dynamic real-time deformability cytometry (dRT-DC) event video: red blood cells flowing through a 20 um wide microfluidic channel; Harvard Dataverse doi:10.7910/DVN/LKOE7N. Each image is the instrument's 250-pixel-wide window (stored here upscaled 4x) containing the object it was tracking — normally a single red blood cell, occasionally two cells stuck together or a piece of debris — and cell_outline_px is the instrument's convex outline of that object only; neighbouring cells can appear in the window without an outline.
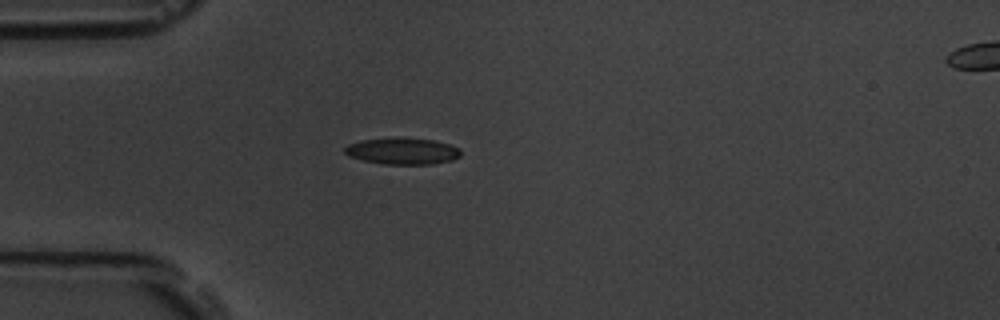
{"species": "common noctule bat (a hibernating species)", "species_latin": "Nyctalus noctula", "temperature_condition": "room temperature", "stored_images_in_passage": 2, "camera_frame_rate_fps": 3000, "um_per_image_px": 0.085, "animal": {"sex": "male", "body_mass_g": 19.5, "forearm_length_mm": 54.6}, "frame": {"image": 1, "passage_image": 1, "time_ms": 0.0, "image_size_px": [1000, 320], "cell_outline_px": [[460, 156], [452, 160], [432, 164], [384, 164], [364, 160], [348, 156], [344, 152], [344, 148], [348, 144], [360, 140], [396, 136], [404, 136], [436, 140], [460, 148]], "centroid_in_image_um": [34.2, 12.81], "position_along_channel_um": 50.8, "area_um2": 18.38}}